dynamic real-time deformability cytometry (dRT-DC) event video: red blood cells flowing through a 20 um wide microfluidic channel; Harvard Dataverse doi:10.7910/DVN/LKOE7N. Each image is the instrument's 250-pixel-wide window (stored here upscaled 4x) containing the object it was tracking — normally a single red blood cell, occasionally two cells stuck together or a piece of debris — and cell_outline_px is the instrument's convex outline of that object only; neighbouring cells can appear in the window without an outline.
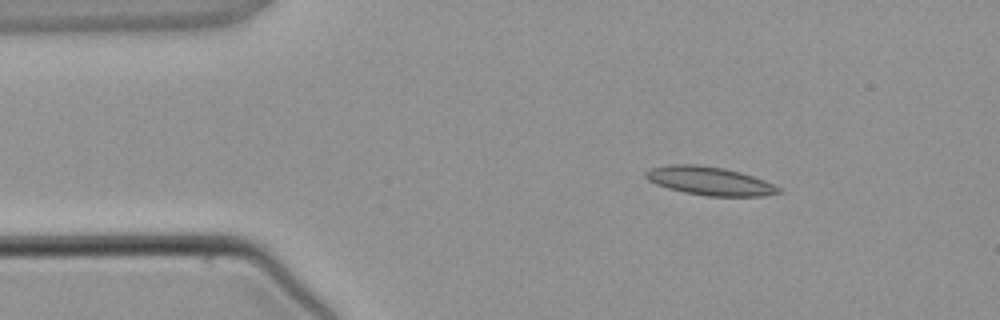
{"species": "common noctule bat (a hibernating species)", "species_latin": "Nyctalus noctula", "temperature_condition": "warm", "stored_images_in_passage": 2, "camera_frame_rate_fps": 3000, "um_per_image_px": 0.085, "animal": {"sex": "male", "body_mass_g": 21.5, "forearm_length_mm": 52.0}, "frame": {"image": 1, "passage_image": 1, "time_ms": 0.0, "image_size_px": [1000, 320], "cell_outline_px": [[780, 192], [764, 196], [708, 196], [684, 192], [668, 188], [656, 184], [648, 180], [644, 176], [644, 172], [652, 168], [668, 164], [696, 164], [724, 168], [740, 172], [764, 180], [780, 188]], "centroid_in_image_um": [60.28, 15.37], "position_along_channel_um": 24.7, "area_um2": 21.91}}